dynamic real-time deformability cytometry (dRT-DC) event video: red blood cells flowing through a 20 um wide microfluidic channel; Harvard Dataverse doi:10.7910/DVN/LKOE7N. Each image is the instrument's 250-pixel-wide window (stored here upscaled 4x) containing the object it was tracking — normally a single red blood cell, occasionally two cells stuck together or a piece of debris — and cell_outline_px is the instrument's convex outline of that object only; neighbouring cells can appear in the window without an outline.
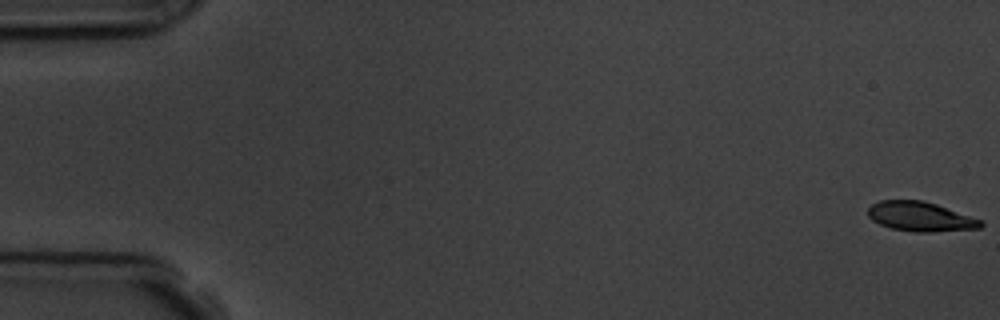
{"species": "common noctule bat (a hibernating species)", "species_latin": "Nyctalus noctula", "temperature_condition": "room temperature", "stored_images_in_passage": 11, "camera_frame_rate_fps": 3000, "um_per_image_px": 0.085, "animal": {"sex": "male", "body_mass_g": 19.5, "forearm_length_mm": 54.6}, "frame": {"image": 1, "passage_image": 1, "time_ms": 0.0, "image_size_px": [1000, 320], "cell_outline_px": [[984, 224], [980, 228], [932, 232], [916, 232], [892, 228], [880, 224], [872, 220], [868, 216], [868, 208], [872, 204], [880, 200], [920, 200], [936, 204], [980, 220]], "centroid_in_image_um": [78.19, 18.41], "position_along_channel_um": 6.8, "area_um2": 19.13}}
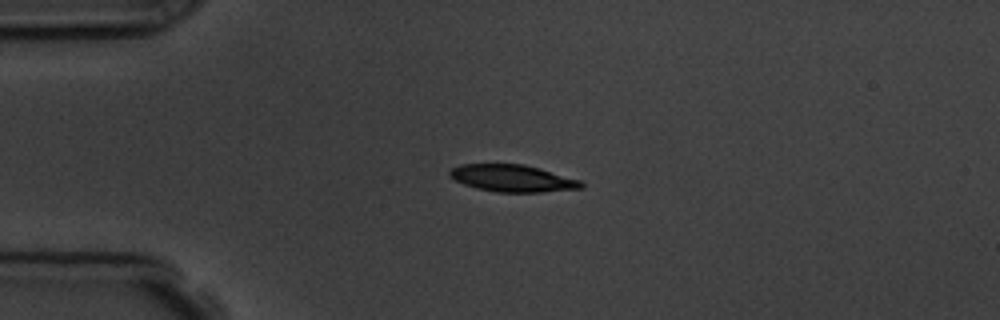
{"frame": {"image": 2, "passage_image": 5, "time_ms": 4.333, "image_size_px": [1000, 320], "cell_outline_px": [[584, 188], [540, 192], [496, 192], [476, 188], [464, 184], [448, 176], [448, 172], [452, 168], [460, 164], [524, 164], [540, 168], [580, 180], [584, 184]], "centroid_in_image_um": [43.56, 15.15], "position_along_channel_um": 41.4, "area_um2": 20.75}}
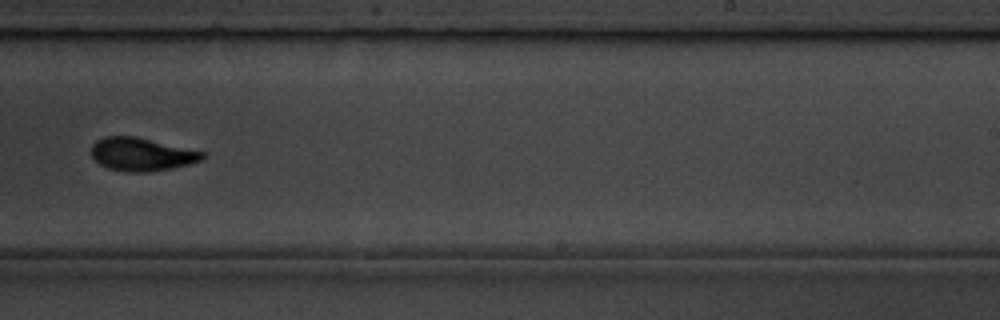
{"frame": {"image": 3, "passage_image": 11, "time_ms": 11.333, "image_size_px": [1000, 320], "cell_outline_px": [[204, 160], [172, 168], [148, 172], [124, 172], [108, 168], [100, 164], [92, 156], [92, 144], [96, 140], [104, 136], [136, 136], [204, 152]], "centroid_in_image_um": [12.02, 13.11], "position_along_channel_um": 277.0, "area_um2": 21.44}}